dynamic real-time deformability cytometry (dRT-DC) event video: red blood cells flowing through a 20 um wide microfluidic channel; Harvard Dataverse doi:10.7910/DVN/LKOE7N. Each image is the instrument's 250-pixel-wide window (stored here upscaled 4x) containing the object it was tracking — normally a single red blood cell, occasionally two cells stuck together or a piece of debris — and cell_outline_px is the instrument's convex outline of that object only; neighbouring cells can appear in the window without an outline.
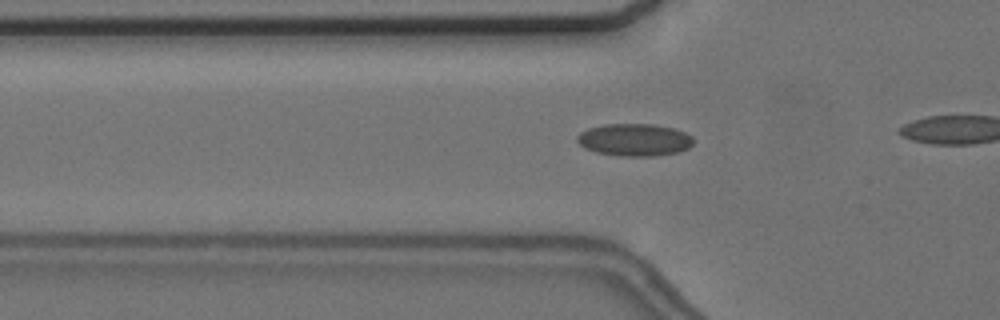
{"species": "common noctule bat (a hibernating species)", "species_latin": "Nyctalus noctula", "temperature_condition": "cold", "stored_images_in_passage": 35, "camera_frame_rate_fps": 3000, "um_per_image_px": 0.085, "animal": {"sex": "female", "body_mass_g": 24.6, "forearm_length_mm": 56.2}, "frame": {"image": 1, "passage_image": 16, "time_ms": 5.0, "image_size_px": [1000, 320], "cell_outline_px": [[692, 144], [688, 148], [676, 152], [652, 156], [620, 156], [596, 152], [584, 148], [576, 140], [576, 136], [580, 132], [588, 128], [604, 124], [652, 124], [672, 128], [684, 132], [692, 136]], "centroid_in_image_um": [53.88, 11.88], "position_along_channel_um": 71.9, "area_um2": 21.85}}
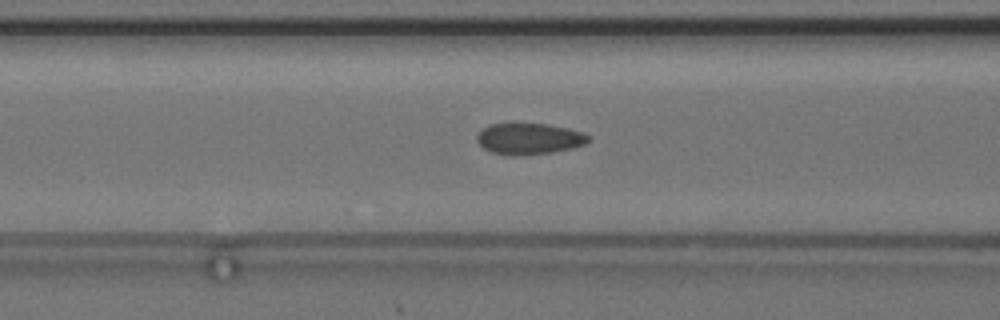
{"frame": {"image": 2, "passage_image": 20, "time_ms": 6.333, "image_size_px": [1000, 320], "cell_outline_px": [[592, 140], [584, 144], [572, 148], [552, 152], [520, 156], [508, 156], [492, 152], [484, 148], [476, 140], [476, 136], [488, 124], [548, 124], [568, 128], [584, 132], [592, 136]], "centroid_in_image_um": [45.02, 11.8], "position_along_channel_um": 121.6, "area_um2": 20.46}}